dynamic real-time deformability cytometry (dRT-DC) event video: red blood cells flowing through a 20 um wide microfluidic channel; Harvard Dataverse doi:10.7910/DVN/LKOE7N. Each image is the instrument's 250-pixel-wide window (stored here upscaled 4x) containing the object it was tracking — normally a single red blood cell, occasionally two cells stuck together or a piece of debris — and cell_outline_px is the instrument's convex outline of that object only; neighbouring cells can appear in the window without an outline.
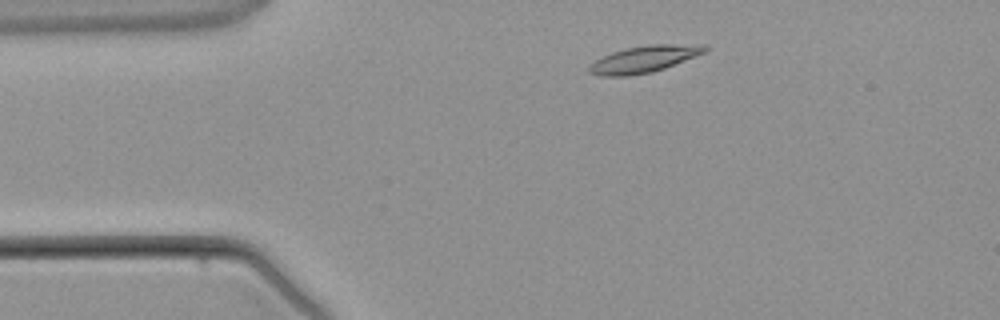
{"species": "common noctule bat (a hibernating species)", "species_latin": "Nyctalus noctula", "temperature_condition": "warm", "stored_images_in_passage": 2, "camera_frame_rate_fps": 3000, "um_per_image_px": 0.085, "animal": {"sex": "male", "body_mass_g": 21.5, "forearm_length_mm": 52.0}, "frame": {"image": 1, "passage_image": 1, "time_ms": 0.0, "image_size_px": [1000, 320], "cell_outline_px": [[712, 48], [696, 56], [664, 68], [652, 72], [628, 76], [600, 76], [588, 72], [588, 64], [612, 52], [624, 48], [648, 44], [704, 44]], "centroid_in_image_um": [54.76, 5.01], "position_along_channel_um": 30.2, "area_um2": 18.21}}